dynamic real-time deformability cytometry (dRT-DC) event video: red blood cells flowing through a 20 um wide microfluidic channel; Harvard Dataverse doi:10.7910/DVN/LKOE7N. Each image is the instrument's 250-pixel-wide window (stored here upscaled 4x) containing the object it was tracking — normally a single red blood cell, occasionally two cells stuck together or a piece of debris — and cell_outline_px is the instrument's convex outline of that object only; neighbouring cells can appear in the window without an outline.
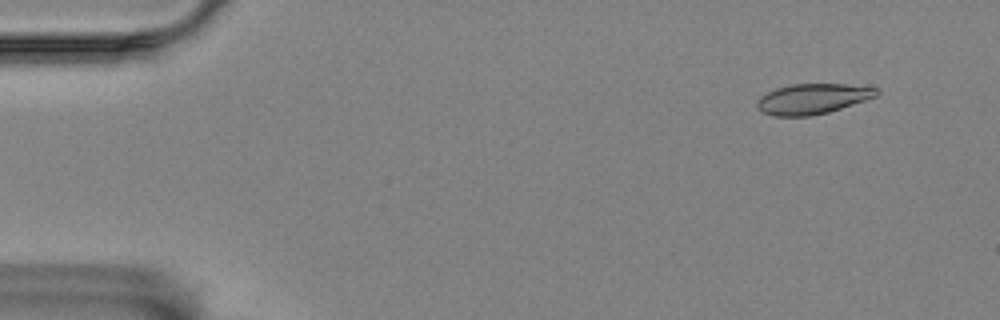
{"species": "Egyptian fruit bat (a non-hibernating species)", "species_latin": "Rousettus aegyptiacus", "temperature_condition": "room temperature", "stored_images_in_passage": 56, "camera_frame_rate_fps": 3000, "um_per_image_px": 0.085, "animal": {"sex": "female"}, "frame": {"image": 1, "passage_image": 5, "time_ms": 1.333, "image_size_px": [1000, 320], "cell_outline_px": [[880, 92], [876, 96], [828, 112], [812, 116], [776, 116], [764, 112], [756, 104], [756, 100], [760, 96], [776, 88], [792, 84], [844, 84], [880, 88]], "centroid_in_image_um": [69.07, 8.39], "position_along_channel_um": 15.9, "area_um2": 20.92}}
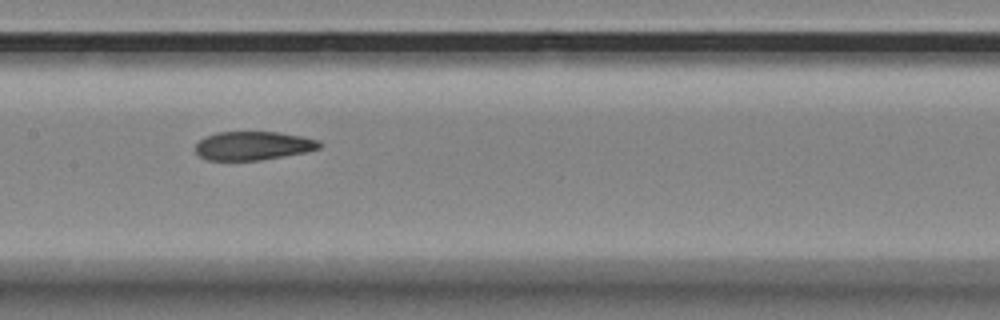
{"frame": {"image": 2, "passage_image": 28, "time_ms": 9.0, "image_size_px": [1000, 320], "cell_outline_px": [[320, 148], [304, 152], [260, 160], [208, 160], [200, 156], [196, 152], [196, 144], [204, 136], [216, 132], [276, 132], [300, 136], [320, 140]], "centroid_in_image_um": [21.48, 12.38], "position_along_channel_um": 185.9, "area_um2": 20.52}}
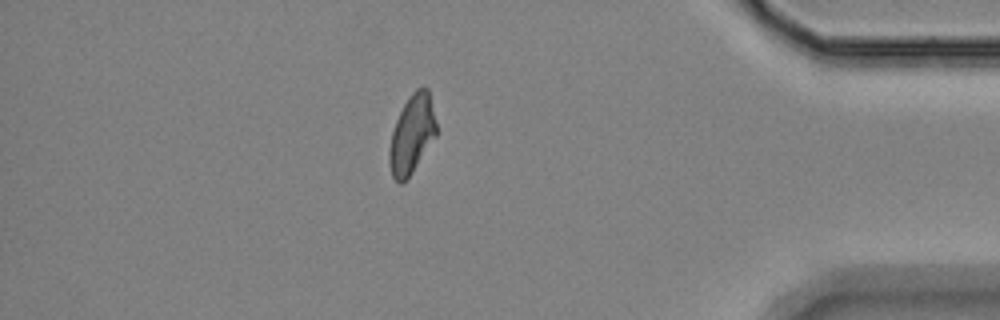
{"frame": {"image": 3, "passage_image": 49, "time_ms": 16.0, "image_size_px": [1000, 320], "cell_outline_px": [[436, 136], [412, 172], [400, 184], [392, 176], [388, 160], [388, 148], [392, 132], [396, 120], [404, 104], [412, 92], [416, 88], [428, 88], [436, 124]], "centroid_in_image_um": [34.99, 11.42], "position_along_channel_um": 400.2, "area_um2": 21.21}, "authors_computed_cell_mechanics": {"area_um2": 21.7906, "velocity_mm_per_s": 3.5525, "shape_relaxation_time_tau1_ms": null, "shape_relaxation_time_tau2_ms": 2.9493, "deformation_change_tau1": null, "deformation_change_tau2": 0.0849}}